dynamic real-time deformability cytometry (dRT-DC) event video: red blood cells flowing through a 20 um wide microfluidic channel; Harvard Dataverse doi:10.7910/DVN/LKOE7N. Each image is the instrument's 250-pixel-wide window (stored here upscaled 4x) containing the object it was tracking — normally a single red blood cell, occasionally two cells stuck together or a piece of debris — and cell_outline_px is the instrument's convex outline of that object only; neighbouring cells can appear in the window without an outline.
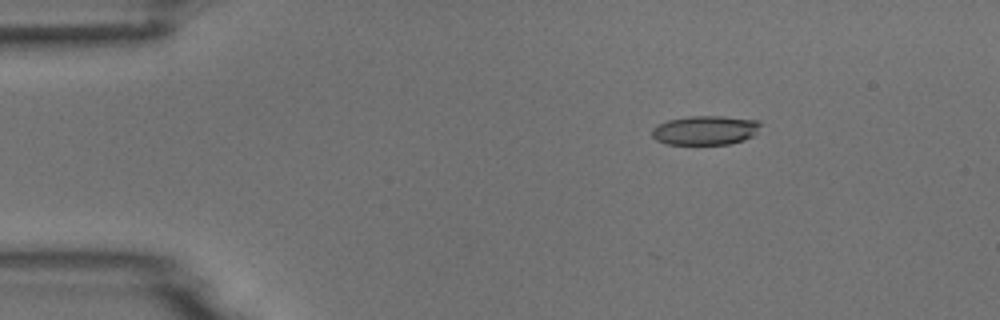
{"species": "common noctule bat (a hibernating species)", "species_latin": "Nyctalus noctula", "temperature_condition": "room temperature", "stored_images_in_passage": 6, "camera_frame_rate_fps": 3000, "um_per_image_px": 0.085, "animal": {"sex": "male", "body_mass_g": 18.8}, "frame": {"image": 1, "passage_image": 3, "time_ms": 2.0, "image_size_px": [1000, 320], "cell_outline_px": [[760, 124], [756, 132], [752, 136], [744, 140], [728, 144], [668, 144], [656, 140], [652, 136], [652, 128], [668, 120], [688, 116], [724, 116], [756, 120]], "centroid_in_image_um": [59.93, 11.07], "position_along_channel_um": 25.1, "area_um2": 18.32}}